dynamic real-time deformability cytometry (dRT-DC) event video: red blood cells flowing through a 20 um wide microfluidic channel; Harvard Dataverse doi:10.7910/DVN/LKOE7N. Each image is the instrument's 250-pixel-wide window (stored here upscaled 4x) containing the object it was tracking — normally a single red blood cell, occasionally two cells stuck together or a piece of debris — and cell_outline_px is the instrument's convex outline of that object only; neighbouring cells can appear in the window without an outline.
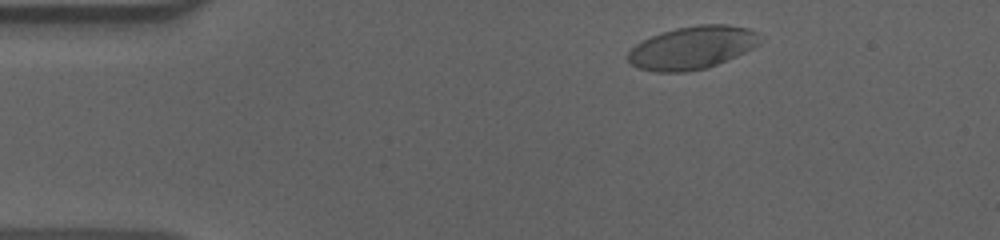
{"species": "human", "species_latin": "Homo sapiens", "temperature_condition": "cold", "stored_images_in_passage": 52, "camera_frame_rate_fps": 3000, "um_per_image_px": 0.085, "donor": {"sex": "male"}, "frame": {"image": 1, "passage_image": 4, "time_ms": 1.0, "image_size_px": [1000, 240], "cell_outline_px": [[764, 40], [760, 44], [736, 56], [716, 64], [704, 68], [684, 72], [656, 72], [636, 68], [628, 64], [628, 52], [636, 44], [652, 36], [676, 28], [700, 24], [728, 24], [748, 28], [756, 32]], "centroid_in_image_um": [58.84, 4.05], "position_along_channel_um": 26.2, "area_um2": 33.0}}
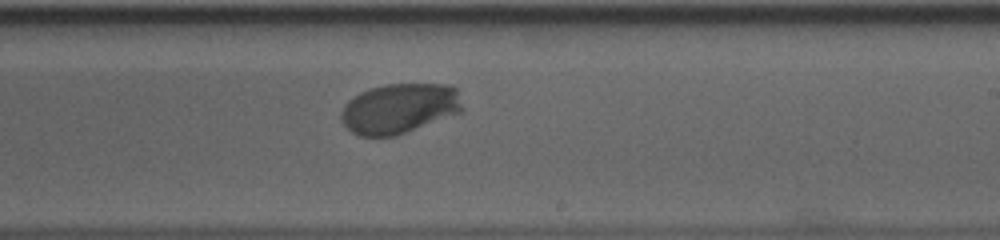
{"frame": {"image": 2, "passage_image": 29, "time_ms": 9.333, "image_size_px": [1000, 240], "cell_outline_px": [[464, 108], [460, 112], [396, 136], [360, 136], [352, 132], [340, 120], [340, 112], [344, 104], [352, 96], [360, 92], [384, 84], [448, 84], [456, 88]], "centroid_in_image_um": [33.92, 9.21], "position_along_channel_um": 255.1, "area_um2": 35.49}}
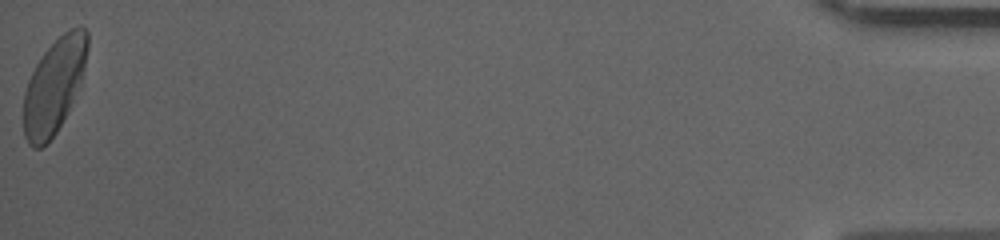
{"frame": {"image": 3, "passage_image": 52, "time_ms": 17.0, "image_size_px": [1000, 240], "cell_outline_px": [[88, 48], [84, 68], [80, 84], [68, 112], [56, 132], [40, 148], [32, 148], [28, 144], [24, 136], [24, 92], [28, 80], [36, 64], [44, 52], [64, 32], [80, 24], [88, 32]], "centroid_in_image_um": [4.6, 7.29], "position_along_channel_um": 430.6, "area_um2": 35.03}, "authors_computed_cell_mechanics": {"area_um2": 34.7089, "velocity_mm_per_s": 3.5782, "shape_relaxation_time_tau1_ms": 2.4233, "shape_relaxation_time_tau2_ms": null, "deformation_change_tau1": 0.1346, "deformation_change_tau2": null}}